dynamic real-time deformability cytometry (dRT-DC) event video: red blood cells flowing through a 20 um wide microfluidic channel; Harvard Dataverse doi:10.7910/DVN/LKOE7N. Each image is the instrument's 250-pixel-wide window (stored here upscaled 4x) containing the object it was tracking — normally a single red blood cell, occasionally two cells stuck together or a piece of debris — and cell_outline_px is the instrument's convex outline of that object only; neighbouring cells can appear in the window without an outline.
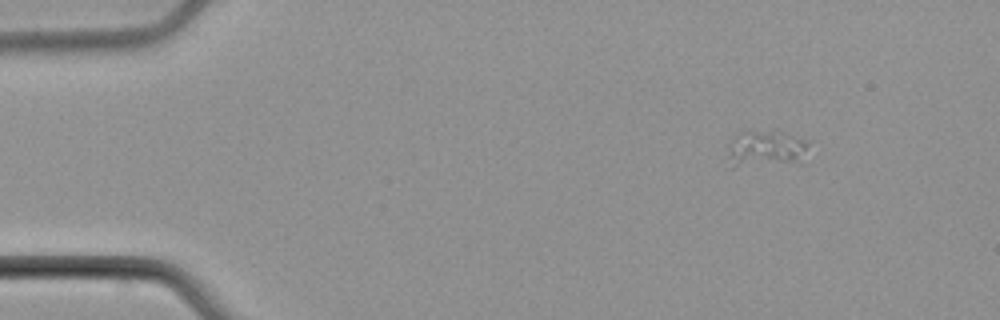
{"species": "common noctule bat (a hibernating species)", "species_latin": "Nyctalus noctula", "temperature_condition": "cold", "stored_images_in_passage": 5, "camera_frame_rate_fps": 3000, "um_per_image_px": 0.085, "animal": {"sex": "male", "body_mass_g": 21.5, "forearm_length_mm": 52.0}, "frame": {"image": 1, "passage_image": 5, "time_ms": 5.667, "image_size_px": [1000, 320], "cell_outline_px": [[808, 144], [804, 164], [732, 168], [728, 156], [732, 140], [740, 132], [776, 128], [780, 128], [808, 140]], "centroid_in_image_um": [65.22, 12.65], "position_along_channel_um": 19.8, "area_um2": 18.73}}